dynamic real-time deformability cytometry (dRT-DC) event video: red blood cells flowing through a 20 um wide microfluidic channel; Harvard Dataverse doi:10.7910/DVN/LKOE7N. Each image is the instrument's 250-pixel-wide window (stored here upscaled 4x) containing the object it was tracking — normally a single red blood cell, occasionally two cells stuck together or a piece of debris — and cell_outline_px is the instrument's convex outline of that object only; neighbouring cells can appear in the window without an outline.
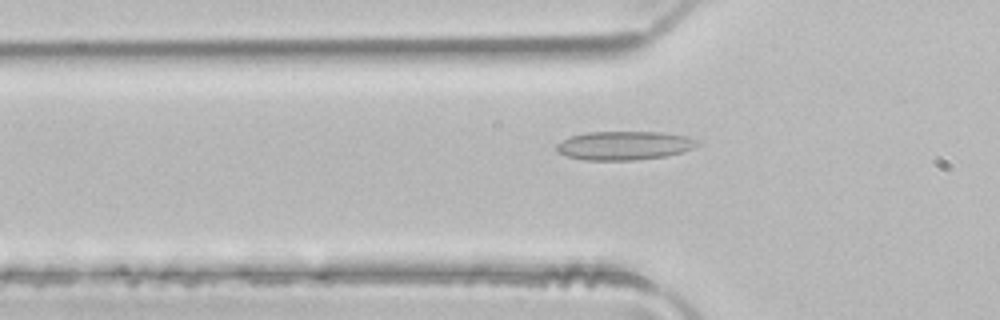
{"species": "common noctule bat (a hibernating species)", "species_latin": "Nyctalus noctula", "temperature_condition": "room temperature", "stored_images_in_passage": 50, "camera_frame_rate_fps": 3000, "um_per_image_px": 0.085, "animal": {"sex": "male", "body_mass_g": 21.5, "forearm_length_mm": 52.0}, "frame": {"image": 1, "passage_image": 16, "time_ms": 5.0, "image_size_px": [1000, 320], "cell_outline_px": [[700, 144], [692, 148], [680, 152], [664, 156], [632, 160], [584, 160], [568, 156], [560, 152], [556, 148], [556, 144], [572, 136], [588, 132], [664, 132], [688, 136], [696, 140]], "centroid_in_image_um": [53.08, 12.36], "position_along_channel_um": 72.7, "area_um2": 23.29}}
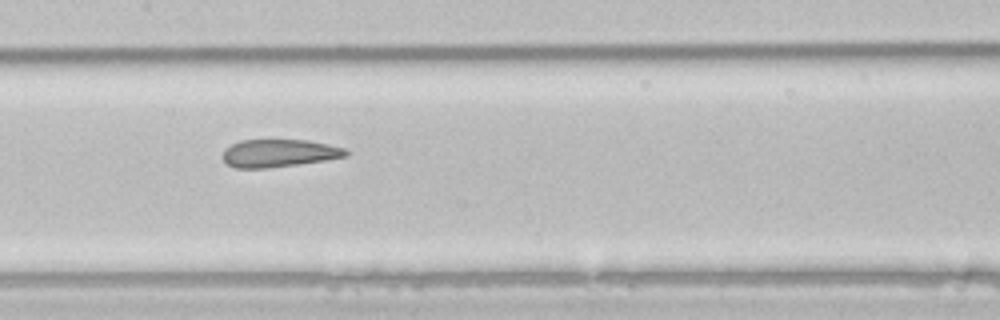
{"frame": {"image": 2, "passage_image": 24, "time_ms": 7.667, "image_size_px": [1000, 320], "cell_outline_px": [[348, 156], [328, 160], [268, 168], [236, 168], [228, 164], [224, 160], [224, 148], [240, 140], [308, 140], [328, 144], [344, 148], [348, 152]], "centroid_in_image_um": [23.74, 13.02], "position_along_channel_um": 183.7, "area_um2": 19.88}}
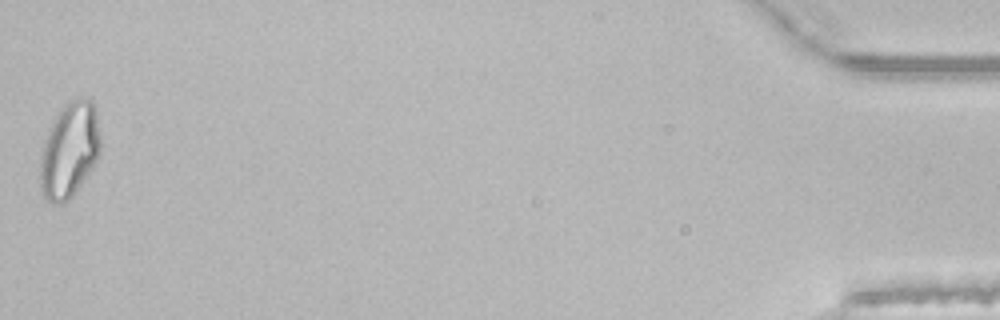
{"frame": {"image": 3, "passage_image": 49, "time_ms": 16.0, "image_size_px": [1000, 320], "cell_outline_px": [[100, 152], [96, 160], [72, 196], [64, 204], [56, 204], [48, 200], [44, 196], [40, 188], [40, 164], [44, 144], [48, 128], [64, 104], [68, 100], [92, 100], [96, 108], [100, 136]], "centroid_in_image_um": [5.9, 12.76], "position_along_channel_um": 429.3, "area_um2": 33.06}}